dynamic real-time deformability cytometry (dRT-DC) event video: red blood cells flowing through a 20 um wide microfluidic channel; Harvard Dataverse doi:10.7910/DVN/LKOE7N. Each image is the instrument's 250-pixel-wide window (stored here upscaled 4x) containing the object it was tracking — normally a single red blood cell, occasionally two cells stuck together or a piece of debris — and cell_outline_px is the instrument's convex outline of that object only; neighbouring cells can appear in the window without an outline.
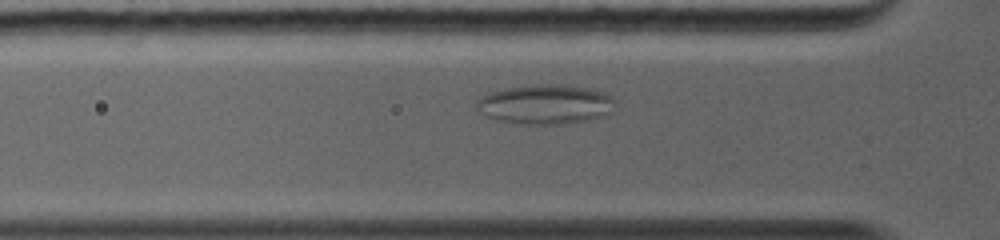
{"species": "common noctule bat (a hibernating species)", "species_latin": "Nyctalus noctula", "temperature_condition": "warm", "stored_images_in_passage": 28, "camera_frame_rate_fps": 5000, "um_per_image_px": 0.085, "animal": {"sex": "female", "body_mass_g": 19.0, "forearm_length_mm": 56.7}, "frame": {"image": 1, "passage_image": 15, "time_ms": 3.0, "image_size_px": [1000, 240], "cell_outline_px": [[616, 100], [612, 112], [604, 116], [592, 120], [564, 124], [528, 124], [500, 120], [484, 116], [476, 108], [476, 100], [492, 92], [508, 88], [540, 84], [564, 84], [596, 88], [612, 96]], "centroid_in_image_um": [46.45, 8.86], "position_along_channel_um": 79.3, "area_um2": 32.31}}
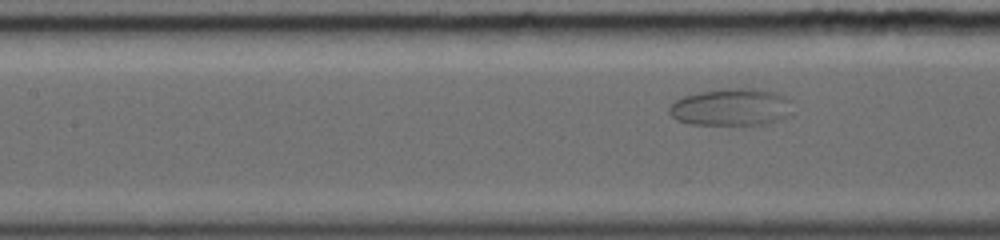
{"frame": {"image": 2, "passage_image": 23, "time_ms": 4.6, "image_size_px": [1000, 240], "cell_outline_px": [[792, 112], [788, 116], [780, 120], [768, 124], [692, 124], [676, 120], [668, 112], [668, 108], [676, 100], [684, 96], [700, 92], [724, 88], [756, 88], [776, 92], [784, 96], [788, 100]], "centroid_in_image_um": [62.16, 9.1], "position_along_channel_um": 145.2, "area_um2": 26.76}}
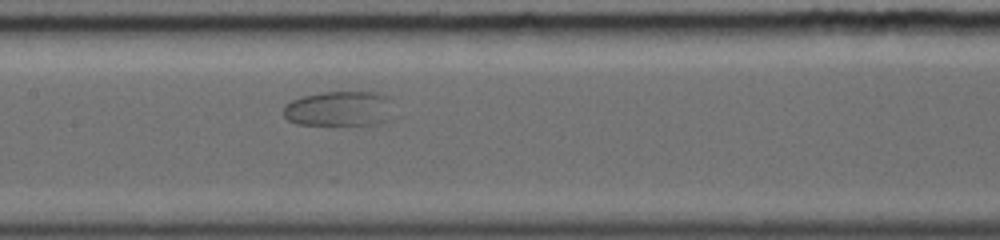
{"frame": {"image": 3, "passage_image": 27, "time_ms": 5.4, "image_size_px": [1000, 240], "cell_outline_px": [[400, 116], [376, 124], [296, 124], [288, 120], [284, 116], [284, 104], [300, 96], [324, 92], [376, 92], [388, 96], [392, 100]], "centroid_in_image_um": [28.98, 9.23], "position_along_channel_um": 178.4, "area_um2": 23.29}}